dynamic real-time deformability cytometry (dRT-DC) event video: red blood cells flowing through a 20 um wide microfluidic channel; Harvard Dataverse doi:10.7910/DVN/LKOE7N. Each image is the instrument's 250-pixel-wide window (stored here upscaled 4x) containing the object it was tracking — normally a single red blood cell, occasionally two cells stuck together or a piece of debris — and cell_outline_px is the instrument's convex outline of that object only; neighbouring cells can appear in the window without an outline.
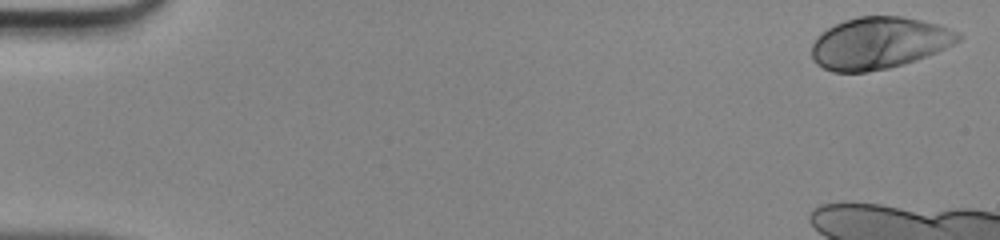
{"species": "human", "species_latin": "Homo sapiens", "temperature_condition": "room temperature", "stored_images_in_passage": 11, "camera_frame_rate_fps": 3000, "um_per_image_px": 0.085, "donor": {"sex": "male"}, "frame": {"image": 1, "passage_image": 1, "time_ms": 0.0, "image_size_px": [1000, 240], "cell_outline_px": [[964, 36], [960, 40], [936, 52], [904, 64], [888, 68], [864, 72], [832, 72], [816, 64], [812, 60], [812, 44], [820, 32], [844, 20], [860, 16], [900, 16], [940, 24], [960, 32]], "centroid_in_image_um": [74.71, 3.65], "position_along_channel_um": 10.3, "area_um2": 44.33}}